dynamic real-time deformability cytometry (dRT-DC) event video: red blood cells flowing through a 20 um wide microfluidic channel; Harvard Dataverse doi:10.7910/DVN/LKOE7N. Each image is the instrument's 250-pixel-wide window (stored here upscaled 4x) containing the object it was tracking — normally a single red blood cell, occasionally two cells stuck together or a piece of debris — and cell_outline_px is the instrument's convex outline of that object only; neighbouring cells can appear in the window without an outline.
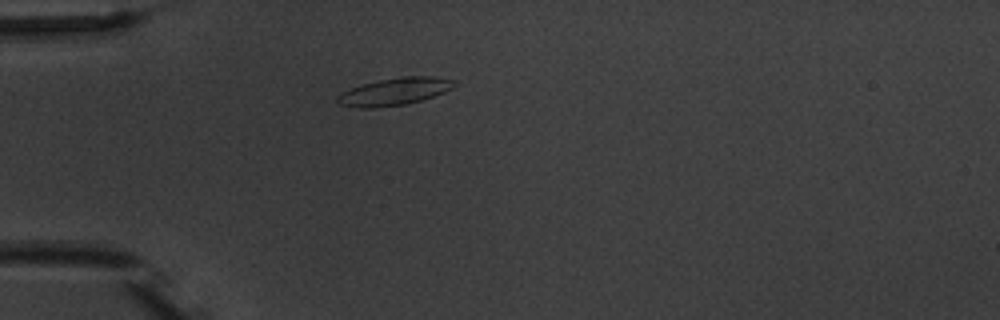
{"species": "common noctule bat (a hibernating species)", "species_latin": "Nyctalus noctula", "temperature_condition": "warm", "stored_images_in_passage": 1, "camera_frame_rate_fps": 3000, "um_per_image_px": 0.085, "animal": {"sex": "male", "body_mass_g": 20.1, "forearm_length_mm": 53.5}, "frame": {"image": 1, "passage_image": 1, "time_ms": 0.0, "image_size_px": [1000, 320], "cell_outline_px": [[452, 88], [444, 92], [420, 100], [404, 104], [372, 108], [360, 108], [340, 104], [336, 100], [336, 96], [340, 92], [376, 80], [404, 76], [432, 76], [452, 80]], "centroid_in_image_um": [33.46, 7.78], "position_along_channel_um": 51.5, "area_um2": 18.26}}